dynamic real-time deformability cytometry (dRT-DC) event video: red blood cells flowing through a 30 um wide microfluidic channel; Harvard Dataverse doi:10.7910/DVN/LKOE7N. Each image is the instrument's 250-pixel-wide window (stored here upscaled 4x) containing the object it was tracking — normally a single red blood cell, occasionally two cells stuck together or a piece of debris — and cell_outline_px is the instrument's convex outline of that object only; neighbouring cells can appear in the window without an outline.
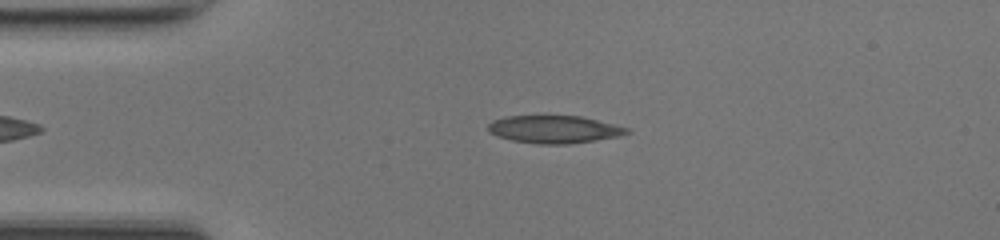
{"species": "common noctule bat (a hibernating species)", "species_latin": "Nyctalus noctula", "temperature_condition": "room temperature", "stored_images_in_passage": 10, "camera_frame_rate_fps": 3000, "um_per_image_px": 0.085, "animal": {"sex": "female", "body_mass_g": 17.0, "forearm_length_mm": 48.0}, "frame": {"image": 1, "passage_image": 3, "time_ms": 0.667, "image_size_px": [1000, 240], "cell_outline_px": [[632, 132], [620, 136], [568, 144], [536, 144], [512, 140], [496, 136], [488, 132], [488, 124], [492, 120], [508, 116], [580, 116], [628, 128]], "centroid_in_image_um": [47.07, 11.0], "position_along_channel_um": 37.9, "area_um2": 22.25}}
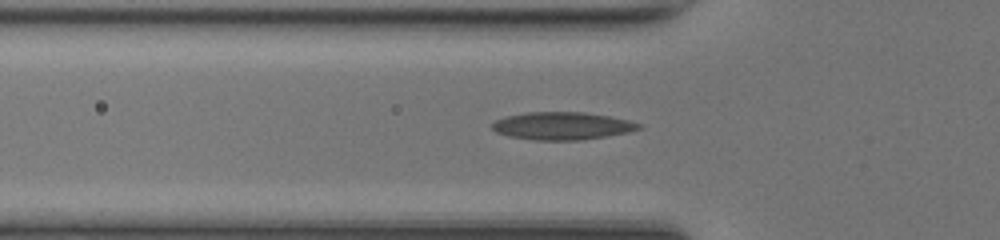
{"frame": {"image": 2, "passage_image": 8, "time_ms": 2.333, "image_size_px": [1000, 240], "cell_outline_px": [[640, 128], [628, 132], [608, 136], [580, 140], [536, 140], [508, 136], [496, 132], [492, 128], [492, 124], [496, 120], [508, 116], [528, 112], [584, 112], [608, 116], [628, 120], [640, 124]], "centroid_in_image_um": [47.78, 10.7], "position_along_channel_um": 78.0, "area_um2": 23.41}}